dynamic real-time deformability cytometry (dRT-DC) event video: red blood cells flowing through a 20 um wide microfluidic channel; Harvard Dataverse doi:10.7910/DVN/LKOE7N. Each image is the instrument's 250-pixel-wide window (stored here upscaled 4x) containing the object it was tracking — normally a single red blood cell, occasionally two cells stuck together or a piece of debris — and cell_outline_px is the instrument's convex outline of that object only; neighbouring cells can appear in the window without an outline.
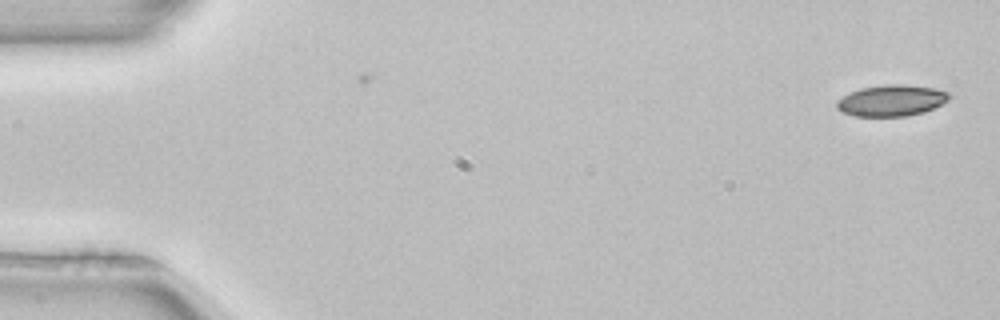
{"species": "common noctule bat (a hibernating species)", "species_latin": "Nyctalus noctula", "temperature_condition": "room temperature", "stored_images_in_passage": 3, "camera_frame_rate_fps": 3000, "um_per_image_px": 0.085, "animal": {"sex": "female", "body_mass_g": 22.7, "forearm_length_mm": 54.2}, "frame": {"image": 1, "passage_image": 1, "time_ms": 0.0, "image_size_px": [1000, 320], "cell_outline_px": [[952, 96], [948, 100], [924, 112], [904, 116], [852, 116], [836, 108], [836, 100], [848, 92], [860, 88], [884, 84], [904, 84], [936, 88], [952, 92]], "centroid_in_image_um": [75.77, 8.52], "position_along_channel_um": 9.2, "area_um2": 20.75}}